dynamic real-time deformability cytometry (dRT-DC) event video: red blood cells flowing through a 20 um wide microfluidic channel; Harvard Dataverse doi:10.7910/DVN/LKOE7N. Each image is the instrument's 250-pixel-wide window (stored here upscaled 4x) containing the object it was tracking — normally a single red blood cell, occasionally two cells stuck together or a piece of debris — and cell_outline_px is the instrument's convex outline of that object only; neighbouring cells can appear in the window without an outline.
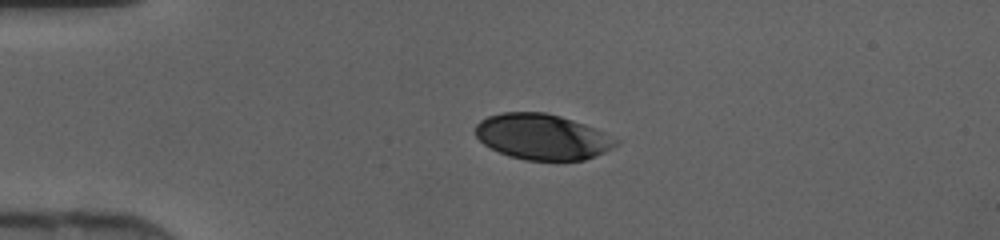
{"species": "human", "species_latin": "Homo sapiens", "temperature_condition": "cold", "stored_images_in_passage": 36, "camera_frame_rate_fps": 3000, "um_per_image_px": 0.085, "donor": {"sex": "female"}, "frame": {"image": 1, "passage_image": 1, "time_ms": 0.0, "image_size_px": [1000, 240], "cell_outline_px": [[620, 140], [612, 148], [596, 156], [584, 160], [528, 160], [508, 156], [484, 144], [476, 136], [476, 124], [480, 120], [488, 116], [500, 112], [544, 112], [560, 116], [584, 124]], "centroid_in_image_um": [46.08, 11.62], "position_along_channel_um": 38.9, "area_um2": 37.11}}
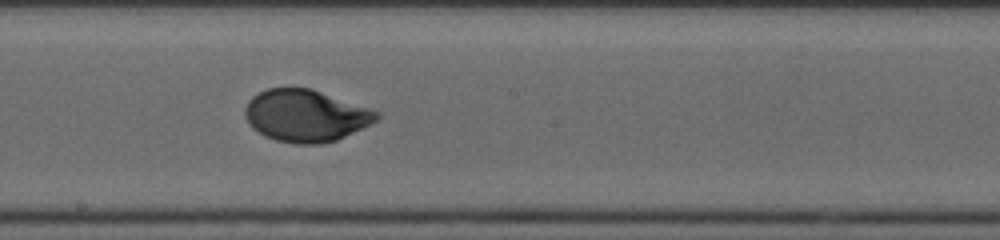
{"frame": {"image": 2, "passage_image": 16, "time_ms": 5.0, "image_size_px": [1000, 240], "cell_outline_px": [[380, 116], [376, 120], [336, 140], [320, 144], [296, 144], [276, 140], [264, 136], [252, 128], [248, 124], [244, 116], [244, 108], [248, 100], [252, 96], [268, 88], [312, 88], [380, 112]], "centroid_in_image_um": [25.92, 9.83], "position_along_channel_um": 222.3, "area_um2": 39.82}}
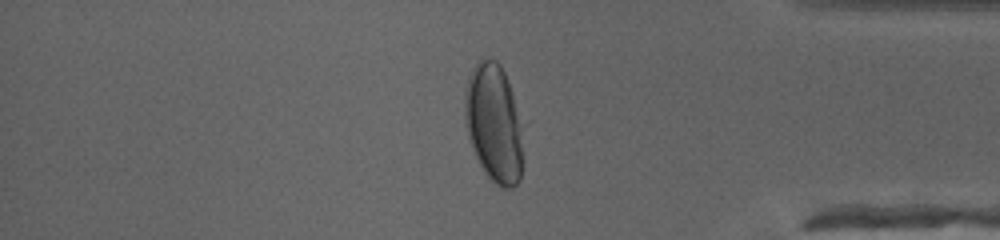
{"frame": {"image": 3, "passage_image": 29, "time_ms": 9.333, "image_size_px": [1000, 240], "cell_outline_px": [[520, 180], [512, 188], [500, 188], [484, 172], [472, 148], [468, 136], [464, 116], [464, 92], [468, 76], [476, 60], [480, 56], [496, 60], [500, 64], [504, 72], [512, 96], [516, 116], [520, 144]], "centroid_in_image_um": [41.88, 10.42], "position_along_channel_um": 393.3, "area_um2": 39.19}}